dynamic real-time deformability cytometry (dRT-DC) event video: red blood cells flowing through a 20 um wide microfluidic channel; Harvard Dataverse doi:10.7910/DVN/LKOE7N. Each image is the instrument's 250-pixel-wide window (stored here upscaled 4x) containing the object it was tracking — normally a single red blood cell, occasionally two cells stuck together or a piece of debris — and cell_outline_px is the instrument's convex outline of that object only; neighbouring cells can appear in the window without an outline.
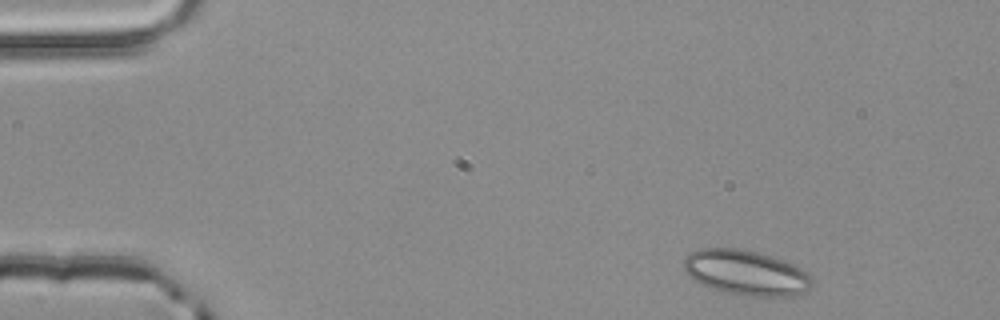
{"species": "common noctule bat (a hibernating species)", "species_latin": "Nyctalus noctula", "temperature_condition": "room temperature", "stored_images_in_passage": 3, "camera_frame_rate_fps": 3000, "um_per_image_px": 0.085, "animal": {"sex": "male", "body_mass_g": 20.4}, "frame": {"image": 1, "passage_image": 1, "time_ms": 0.0, "image_size_px": [1000, 320], "cell_outline_px": [[812, 284], [804, 292], [792, 296], [740, 296], [708, 288], [692, 280], [684, 272], [684, 256], [700, 248], [736, 248], [760, 252], [784, 260], [808, 272], [812, 276]], "centroid_in_image_um": [63.37, 23.18], "position_along_channel_um": 21.6, "area_um2": 34.22}}